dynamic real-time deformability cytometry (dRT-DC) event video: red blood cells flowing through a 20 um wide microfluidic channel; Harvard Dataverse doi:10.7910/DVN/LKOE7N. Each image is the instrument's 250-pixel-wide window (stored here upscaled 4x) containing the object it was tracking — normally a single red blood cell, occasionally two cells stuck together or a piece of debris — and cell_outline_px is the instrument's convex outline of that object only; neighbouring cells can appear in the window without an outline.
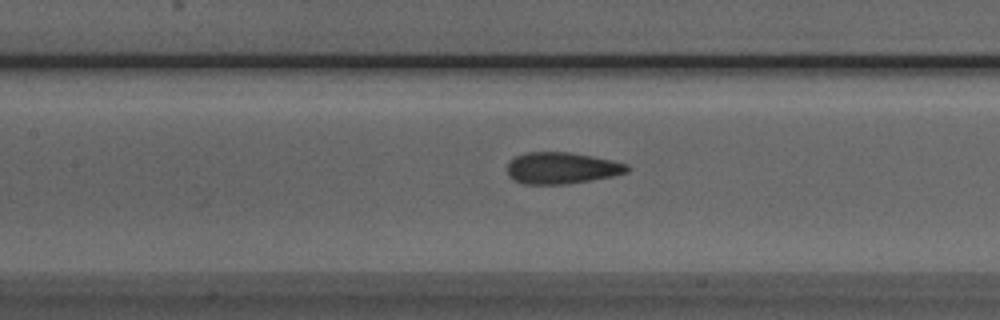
{"species": "Egyptian fruit bat (a non-hibernating species)", "species_latin": "Rousettus aegyptiacus", "temperature_condition": "room temperature", "stored_images_in_passage": 36, "camera_frame_rate_fps": 3000, "um_per_image_px": 0.085, "animal": {"sex": "male"}, "frame": {"image": 1, "passage_image": 18, "time_ms": 5.667, "image_size_px": [1000, 320], "cell_outline_px": [[632, 168], [628, 172], [612, 176], [568, 184], [524, 184], [512, 180], [508, 176], [508, 160], [524, 152], [568, 152], [592, 156], [612, 160], [628, 164]], "centroid_in_image_um": [47.73, 14.28], "position_along_channel_um": 159.7, "area_um2": 22.25}}
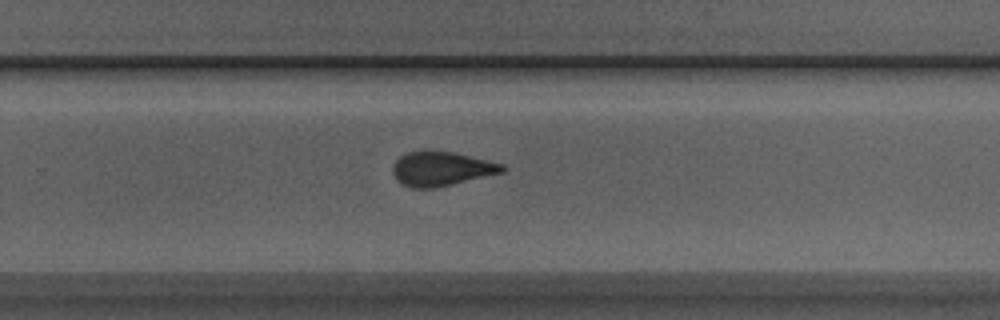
{"frame": {"image": 2, "passage_image": 28, "time_ms": 9.0, "image_size_px": [1000, 320], "cell_outline_px": [[508, 168], [504, 172], [436, 188], [412, 188], [396, 180], [392, 172], [392, 164], [400, 156], [408, 152], [424, 148], [456, 152], [504, 164]], "centroid_in_image_um": [37.51, 14.31], "position_along_channel_um": 292.3, "area_um2": 22.54}}
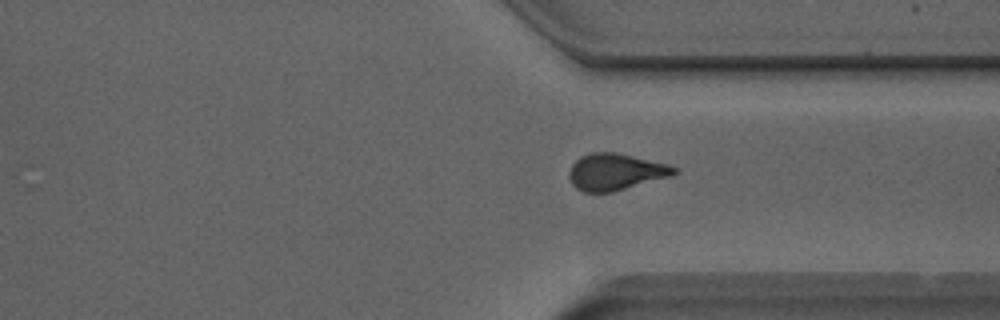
{"frame": {"image": 3, "passage_image": 33, "time_ms": 10.667, "image_size_px": [1000, 320], "cell_outline_px": [[680, 172], [668, 176], [612, 192], [584, 192], [576, 188], [572, 184], [568, 176], [568, 172], [572, 164], [580, 156], [592, 152], [616, 152], [668, 164], [680, 168]], "centroid_in_image_um": [52.3, 14.59], "position_along_channel_um": 359.1, "area_um2": 22.37}}